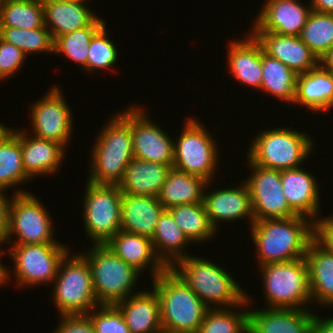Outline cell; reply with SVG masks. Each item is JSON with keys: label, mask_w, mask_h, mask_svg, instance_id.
<instances>
[{"label": "cell", "mask_w": 333, "mask_h": 333, "mask_svg": "<svg viewBox=\"0 0 333 333\" xmlns=\"http://www.w3.org/2000/svg\"><path fill=\"white\" fill-rule=\"evenodd\" d=\"M151 240L157 258L166 268H172L178 261L190 255L185 253L187 250L184 248L192 242L167 210L160 216Z\"/></svg>", "instance_id": "30"}, {"label": "cell", "mask_w": 333, "mask_h": 333, "mask_svg": "<svg viewBox=\"0 0 333 333\" xmlns=\"http://www.w3.org/2000/svg\"><path fill=\"white\" fill-rule=\"evenodd\" d=\"M297 74L280 60L270 57L262 50L261 91L277 99L293 104L296 97Z\"/></svg>", "instance_id": "32"}, {"label": "cell", "mask_w": 333, "mask_h": 333, "mask_svg": "<svg viewBox=\"0 0 333 333\" xmlns=\"http://www.w3.org/2000/svg\"><path fill=\"white\" fill-rule=\"evenodd\" d=\"M314 139L304 131L277 127L259 132L249 145L247 158L268 169L285 170L301 167L314 151Z\"/></svg>", "instance_id": "5"}, {"label": "cell", "mask_w": 333, "mask_h": 333, "mask_svg": "<svg viewBox=\"0 0 333 333\" xmlns=\"http://www.w3.org/2000/svg\"><path fill=\"white\" fill-rule=\"evenodd\" d=\"M60 323L52 333H96L87 315H61Z\"/></svg>", "instance_id": "43"}, {"label": "cell", "mask_w": 333, "mask_h": 333, "mask_svg": "<svg viewBox=\"0 0 333 333\" xmlns=\"http://www.w3.org/2000/svg\"><path fill=\"white\" fill-rule=\"evenodd\" d=\"M27 56L21 49L0 38V81H4L23 67Z\"/></svg>", "instance_id": "42"}, {"label": "cell", "mask_w": 333, "mask_h": 333, "mask_svg": "<svg viewBox=\"0 0 333 333\" xmlns=\"http://www.w3.org/2000/svg\"><path fill=\"white\" fill-rule=\"evenodd\" d=\"M65 243L13 244L8 248L14 263L17 287L53 283L59 266L70 252Z\"/></svg>", "instance_id": "12"}, {"label": "cell", "mask_w": 333, "mask_h": 333, "mask_svg": "<svg viewBox=\"0 0 333 333\" xmlns=\"http://www.w3.org/2000/svg\"><path fill=\"white\" fill-rule=\"evenodd\" d=\"M261 270L263 291L268 308L310 309L312 304L309 271L305 258L270 263Z\"/></svg>", "instance_id": "7"}, {"label": "cell", "mask_w": 333, "mask_h": 333, "mask_svg": "<svg viewBox=\"0 0 333 333\" xmlns=\"http://www.w3.org/2000/svg\"><path fill=\"white\" fill-rule=\"evenodd\" d=\"M167 211L192 244L209 241L217 233L209 221L203 202L176 205Z\"/></svg>", "instance_id": "33"}, {"label": "cell", "mask_w": 333, "mask_h": 333, "mask_svg": "<svg viewBox=\"0 0 333 333\" xmlns=\"http://www.w3.org/2000/svg\"><path fill=\"white\" fill-rule=\"evenodd\" d=\"M62 93L59 86L52 85L43 98L32 104L29 114L34 136L58 142L67 148L72 137L74 116Z\"/></svg>", "instance_id": "14"}, {"label": "cell", "mask_w": 333, "mask_h": 333, "mask_svg": "<svg viewBox=\"0 0 333 333\" xmlns=\"http://www.w3.org/2000/svg\"><path fill=\"white\" fill-rule=\"evenodd\" d=\"M5 191L0 189V246L4 245V240L6 238V233L8 229V218H9V207L11 198L5 194Z\"/></svg>", "instance_id": "45"}, {"label": "cell", "mask_w": 333, "mask_h": 333, "mask_svg": "<svg viewBox=\"0 0 333 333\" xmlns=\"http://www.w3.org/2000/svg\"><path fill=\"white\" fill-rule=\"evenodd\" d=\"M5 264L3 265L1 260H0V287L2 285L8 283L7 281L12 280L11 276V270L9 268H6Z\"/></svg>", "instance_id": "49"}, {"label": "cell", "mask_w": 333, "mask_h": 333, "mask_svg": "<svg viewBox=\"0 0 333 333\" xmlns=\"http://www.w3.org/2000/svg\"><path fill=\"white\" fill-rule=\"evenodd\" d=\"M215 263L190 255L178 261L172 269L209 309L242 305L247 300L246 290H242L232 275Z\"/></svg>", "instance_id": "4"}, {"label": "cell", "mask_w": 333, "mask_h": 333, "mask_svg": "<svg viewBox=\"0 0 333 333\" xmlns=\"http://www.w3.org/2000/svg\"><path fill=\"white\" fill-rule=\"evenodd\" d=\"M29 180L23 167L21 142L12 132L0 144V189L17 188Z\"/></svg>", "instance_id": "37"}, {"label": "cell", "mask_w": 333, "mask_h": 333, "mask_svg": "<svg viewBox=\"0 0 333 333\" xmlns=\"http://www.w3.org/2000/svg\"><path fill=\"white\" fill-rule=\"evenodd\" d=\"M311 12L310 4L305 6L300 0H266L249 32L300 36Z\"/></svg>", "instance_id": "16"}, {"label": "cell", "mask_w": 333, "mask_h": 333, "mask_svg": "<svg viewBox=\"0 0 333 333\" xmlns=\"http://www.w3.org/2000/svg\"><path fill=\"white\" fill-rule=\"evenodd\" d=\"M304 170L303 167L281 170L282 190L297 215L316 222L321 215L319 184L315 175Z\"/></svg>", "instance_id": "20"}, {"label": "cell", "mask_w": 333, "mask_h": 333, "mask_svg": "<svg viewBox=\"0 0 333 333\" xmlns=\"http://www.w3.org/2000/svg\"><path fill=\"white\" fill-rule=\"evenodd\" d=\"M61 1H65V2H75V3H88L87 0H61Z\"/></svg>", "instance_id": "51"}, {"label": "cell", "mask_w": 333, "mask_h": 333, "mask_svg": "<svg viewBox=\"0 0 333 333\" xmlns=\"http://www.w3.org/2000/svg\"><path fill=\"white\" fill-rule=\"evenodd\" d=\"M14 128L0 123V144L13 132Z\"/></svg>", "instance_id": "50"}, {"label": "cell", "mask_w": 333, "mask_h": 333, "mask_svg": "<svg viewBox=\"0 0 333 333\" xmlns=\"http://www.w3.org/2000/svg\"><path fill=\"white\" fill-rule=\"evenodd\" d=\"M248 33L256 38L265 54L280 60L297 75L307 73L319 65V59L300 36L281 35L275 32Z\"/></svg>", "instance_id": "18"}, {"label": "cell", "mask_w": 333, "mask_h": 333, "mask_svg": "<svg viewBox=\"0 0 333 333\" xmlns=\"http://www.w3.org/2000/svg\"><path fill=\"white\" fill-rule=\"evenodd\" d=\"M206 184L201 177L172 168L157 198L166 210L176 205L202 203Z\"/></svg>", "instance_id": "31"}, {"label": "cell", "mask_w": 333, "mask_h": 333, "mask_svg": "<svg viewBox=\"0 0 333 333\" xmlns=\"http://www.w3.org/2000/svg\"><path fill=\"white\" fill-rule=\"evenodd\" d=\"M105 24L103 18L97 17L89 26L57 37L53 54L60 53L86 70L90 41Z\"/></svg>", "instance_id": "35"}, {"label": "cell", "mask_w": 333, "mask_h": 333, "mask_svg": "<svg viewBox=\"0 0 333 333\" xmlns=\"http://www.w3.org/2000/svg\"><path fill=\"white\" fill-rule=\"evenodd\" d=\"M247 160L252 171L244 181L250 191L254 221L297 216L284 196L281 171L263 168Z\"/></svg>", "instance_id": "13"}, {"label": "cell", "mask_w": 333, "mask_h": 333, "mask_svg": "<svg viewBox=\"0 0 333 333\" xmlns=\"http://www.w3.org/2000/svg\"><path fill=\"white\" fill-rule=\"evenodd\" d=\"M312 10L333 14V0H310Z\"/></svg>", "instance_id": "47"}, {"label": "cell", "mask_w": 333, "mask_h": 333, "mask_svg": "<svg viewBox=\"0 0 333 333\" xmlns=\"http://www.w3.org/2000/svg\"><path fill=\"white\" fill-rule=\"evenodd\" d=\"M87 316L96 333H130L120 310L115 305H98Z\"/></svg>", "instance_id": "41"}, {"label": "cell", "mask_w": 333, "mask_h": 333, "mask_svg": "<svg viewBox=\"0 0 333 333\" xmlns=\"http://www.w3.org/2000/svg\"><path fill=\"white\" fill-rule=\"evenodd\" d=\"M310 309L253 308L248 311L249 333H314Z\"/></svg>", "instance_id": "19"}, {"label": "cell", "mask_w": 333, "mask_h": 333, "mask_svg": "<svg viewBox=\"0 0 333 333\" xmlns=\"http://www.w3.org/2000/svg\"><path fill=\"white\" fill-rule=\"evenodd\" d=\"M315 239L330 252H333V213L315 222Z\"/></svg>", "instance_id": "44"}, {"label": "cell", "mask_w": 333, "mask_h": 333, "mask_svg": "<svg viewBox=\"0 0 333 333\" xmlns=\"http://www.w3.org/2000/svg\"><path fill=\"white\" fill-rule=\"evenodd\" d=\"M243 39L228 43V70L238 82L261 90L262 47L251 33Z\"/></svg>", "instance_id": "22"}, {"label": "cell", "mask_w": 333, "mask_h": 333, "mask_svg": "<svg viewBox=\"0 0 333 333\" xmlns=\"http://www.w3.org/2000/svg\"><path fill=\"white\" fill-rule=\"evenodd\" d=\"M247 294V300L239 306L230 308L209 309L203 322L200 324L197 333H247L248 332V305L250 304ZM244 307H246L244 309ZM235 308V311H234ZM239 309V310H236ZM246 310L241 312L242 310Z\"/></svg>", "instance_id": "36"}, {"label": "cell", "mask_w": 333, "mask_h": 333, "mask_svg": "<svg viewBox=\"0 0 333 333\" xmlns=\"http://www.w3.org/2000/svg\"><path fill=\"white\" fill-rule=\"evenodd\" d=\"M80 254L91 269L95 297L99 305H115L130 297L140 272L114 254L105 244H92ZM132 292V293H131Z\"/></svg>", "instance_id": "6"}, {"label": "cell", "mask_w": 333, "mask_h": 333, "mask_svg": "<svg viewBox=\"0 0 333 333\" xmlns=\"http://www.w3.org/2000/svg\"><path fill=\"white\" fill-rule=\"evenodd\" d=\"M300 38L318 59L322 57L333 47V14L312 10Z\"/></svg>", "instance_id": "38"}, {"label": "cell", "mask_w": 333, "mask_h": 333, "mask_svg": "<svg viewBox=\"0 0 333 333\" xmlns=\"http://www.w3.org/2000/svg\"><path fill=\"white\" fill-rule=\"evenodd\" d=\"M319 65L333 74V47L319 58Z\"/></svg>", "instance_id": "48"}, {"label": "cell", "mask_w": 333, "mask_h": 333, "mask_svg": "<svg viewBox=\"0 0 333 333\" xmlns=\"http://www.w3.org/2000/svg\"><path fill=\"white\" fill-rule=\"evenodd\" d=\"M311 298L324 307L333 306V252L315 238L306 251Z\"/></svg>", "instance_id": "29"}, {"label": "cell", "mask_w": 333, "mask_h": 333, "mask_svg": "<svg viewBox=\"0 0 333 333\" xmlns=\"http://www.w3.org/2000/svg\"><path fill=\"white\" fill-rule=\"evenodd\" d=\"M211 182H207L203 193V204L211 225L218 231L219 222H229L246 219L250 225L254 223L250 191L242 180V183L232 188H221L207 192ZM209 193V194H208Z\"/></svg>", "instance_id": "17"}, {"label": "cell", "mask_w": 333, "mask_h": 333, "mask_svg": "<svg viewBox=\"0 0 333 333\" xmlns=\"http://www.w3.org/2000/svg\"><path fill=\"white\" fill-rule=\"evenodd\" d=\"M199 119L187 117L174 142L173 168L212 182L219 166L218 145Z\"/></svg>", "instance_id": "9"}, {"label": "cell", "mask_w": 333, "mask_h": 333, "mask_svg": "<svg viewBox=\"0 0 333 333\" xmlns=\"http://www.w3.org/2000/svg\"><path fill=\"white\" fill-rule=\"evenodd\" d=\"M135 291L130 297L115 304L120 310L130 333H161L160 302L156 291Z\"/></svg>", "instance_id": "24"}, {"label": "cell", "mask_w": 333, "mask_h": 333, "mask_svg": "<svg viewBox=\"0 0 333 333\" xmlns=\"http://www.w3.org/2000/svg\"><path fill=\"white\" fill-rule=\"evenodd\" d=\"M13 133L21 142L23 167L31 180L39 175H55L62 166L66 148L58 142L29 135L28 130L14 129Z\"/></svg>", "instance_id": "21"}, {"label": "cell", "mask_w": 333, "mask_h": 333, "mask_svg": "<svg viewBox=\"0 0 333 333\" xmlns=\"http://www.w3.org/2000/svg\"><path fill=\"white\" fill-rule=\"evenodd\" d=\"M165 210L157 197L123 194L121 230L152 239Z\"/></svg>", "instance_id": "25"}, {"label": "cell", "mask_w": 333, "mask_h": 333, "mask_svg": "<svg viewBox=\"0 0 333 333\" xmlns=\"http://www.w3.org/2000/svg\"><path fill=\"white\" fill-rule=\"evenodd\" d=\"M106 27L105 24L90 41L86 64V71L89 73L109 69L117 62L119 51L110 40Z\"/></svg>", "instance_id": "40"}, {"label": "cell", "mask_w": 333, "mask_h": 333, "mask_svg": "<svg viewBox=\"0 0 333 333\" xmlns=\"http://www.w3.org/2000/svg\"><path fill=\"white\" fill-rule=\"evenodd\" d=\"M102 127L91 150L89 176L95 184H117L134 158L130 106L112 116Z\"/></svg>", "instance_id": "2"}, {"label": "cell", "mask_w": 333, "mask_h": 333, "mask_svg": "<svg viewBox=\"0 0 333 333\" xmlns=\"http://www.w3.org/2000/svg\"><path fill=\"white\" fill-rule=\"evenodd\" d=\"M130 128L135 158L173 165L174 140L150 120L143 107L130 106Z\"/></svg>", "instance_id": "15"}, {"label": "cell", "mask_w": 333, "mask_h": 333, "mask_svg": "<svg viewBox=\"0 0 333 333\" xmlns=\"http://www.w3.org/2000/svg\"><path fill=\"white\" fill-rule=\"evenodd\" d=\"M45 27L53 41L66 33L89 26L98 16L88 4L61 0H42Z\"/></svg>", "instance_id": "26"}, {"label": "cell", "mask_w": 333, "mask_h": 333, "mask_svg": "<svg viewBox=\"0 0 333 333\" xmlns=\"http://www.w3.org/2000/svg\"><path fill=\"white\" fill-rule=\"evenodd\" d=\"M249 228L258 267L305 258L315 238V222L300 215L254 221Z\"/></svg>", "instance_id": "1"}, {"label": "cell", "mask_w": 333, "mask_h": 333, "mask_svg": "<svg viewBox=\"0 0 333 333\" xmlns=\"http://www.w3.org/2000/svg\"><path fill=\"white\" fill-rule=\"evenodd\" d=\"M105 245L140 273L151 267L152 280L166 269L156 256L152 240L146 236L120 230Z\"/></svg>", "instance_id": "23"}, {"label": "cell", "mask_w": 333, "mask_h": 333, "mask_svg": "<svg viewBox=\"0 0 333 333\" xmlns=\"http://www.w3.org/2000/svg\"><path fill=\"white\" fill-rule=\"evenodd\" d=\"M304 106L314 112H329L333 108V74L320 65L297 76L293 105Z\"/></svg>", "instance_id": "28"}, {"label": "cell", "mask_w": 333, "mask_h": 333, "mask_svg": "<svg viewBox=\"0 0 333 333\" xmlns=\"http://www.w3.org/2000/svg\"><path fill=\"white\" fill-rule=\"evenodd\" d=\"M151 281L160 302L163 332L197 333L209 310L204 302L172 268H166Z\"/></svg>", "instance_id": "3"}, {"label": "cell", "mask_w": 333, "mask_h": 333, "mask_svg": "<svg viewBox=\"0 0 333 333\" xmlns=\"http://www.w3.org/2000/svg\"><path fill=\"white\" fill-rule=\"evenodd\" d=\"M0 38L21 49L26 56L39 52L53 54L54 41L46 27L35 29L0 27Z\"/></svg>", "instance_id": "39"}, {"label": "cell", "mask_w": 333, "mask_h": 333, "mask_svg": "<svg viewBox=\"0 0 333 333\" xmlns=\"http://www.w3.org/2000/svg\"><path fill=\"white\" fill-rule=\"evenodd\" d=\"M11 195L5 243H60L55 241L53 237L55 232L53 228L54 221H52L51 215L38 198L31 192L19 188ZM12 236H15L16 241L12 240Z\"/></svg>", "instance_id": "10"}, {"label": "cell", "mask_w": 333, "mask_h": 333, "mask_svg": "<svg viewBox=\"0 0 333 333\" xmlns=\"http://www.w3.org/2000/svg\"><path fill=\"white\" fill-rule=\"evenodd\" d=\"M83 200V221L91 244H105L121 230L123 194L117 184L87 181Z\"/></svg>", "instance_id": "11"}, {"label": "cell", "mask_w": 333, "mask_h": 333, "mask_svg": "<svg viewBox=\"0 0 333 333\" xmlns=\"http://www.w3.org/2000/svg\"><path fill=\"white\" fill-rule=\"evenodd\" d=\"M173 165L133 158L118 183L122 194L157 197Z\"/></svg>", "instance_id": "27"}, {"label": "cell", "mask_w": 333, "mask_h": 333, "mask_svg": "<svg viewBox=\"0 0 333 333\" xmlns=\"http://www.w3.org/2000/svg\"><path fill=\"white\" fill-rule=\"evenodd\" d=\"M70 252L61 261L54 279V305L60 315H87L99 303L95 297L91 269L79 253Z\"/></svg>", "instance_id": "8"}, {"label": "cell", "mask_w": 333, "mask_h": 333, "mask_svg": "<svg viewBox=\"0 0 333 333\" xmlns=\"http://www.w3.org/2000/svg\"><path fill=\"white\" fill-rule=\"evenodd\" d=\"M318 314L314 317V333H333V317L323 319Z\"/></svg>", "instance_id": "46"}, {"label": "cell", "mask_w": 333, "mask_h": 333, "mask_svg": "<svg viewBox=\"0 0 333 333\" xmlns=\"http://www.w3.org/2000/svg\"><path fill=\"white\" fill-rule=\"evenodd\" d=\"M0 27L20 29L45 27L42 0H1Z\"/></svg>", "instance_id": "34"}]
</instances>
